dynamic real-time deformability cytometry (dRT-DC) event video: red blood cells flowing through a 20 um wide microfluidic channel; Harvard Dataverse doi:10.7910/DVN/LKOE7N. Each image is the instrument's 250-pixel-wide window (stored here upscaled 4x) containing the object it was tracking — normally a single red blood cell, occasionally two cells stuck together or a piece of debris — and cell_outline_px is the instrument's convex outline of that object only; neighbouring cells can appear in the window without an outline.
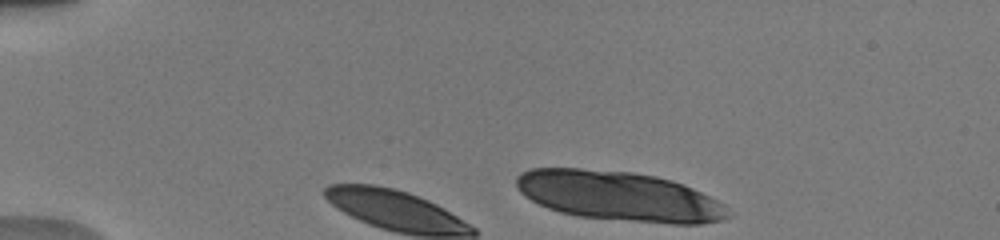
{"species": "human", "species_latin": "Homo sapiens", "temperature_condition": "warm", "stored_images_in_passage": 8, "camera_frame_rate_fps": 3000, "um_per_image_px": 0.085, "donor": {"sex": "male"}, "frame": {"image": 1, "passage_image": 1, "time_ms": 0.0, "image_size_px": [1000, 240], "cell_outline_px": [[736, 212], [732, 216], [724, 220], [700, 224], [672, 224], [580, 216], [560, 212], [548, 208], [524, 196], [516, 188], [516, 176], [520, 172], [532, 168], [580, 168], [632, 172], [656, 176], [672, 180], [684, 184], [724, 204]], "centroid_in_image_um": [52.67, 16.67], "position_along_channel_um": 32.3, "area_um2": 61.56}}
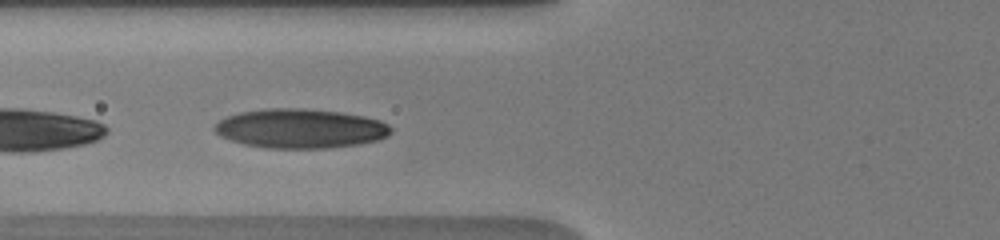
{"frame": {"image": 2, "passage_image": 6, "time_ms": 4.0, "image_size_px": [1000, 240], "cell_outline_px": [[392, 132], [388, 136], [376, 140], [360, 144], [324, 148], [268, 148], [244, 144], [220, 136], [212, 128], [220, 120], [228, 116], [240, 112], [264, 108], [304, 108], [340, 112], [364, 116], [380, 120], [388, 124], [392, 128]], "centroid_in_image_um": [25.54, 10.92], "position_along_channel_um": 100.3, "area_um2": 40.46}}